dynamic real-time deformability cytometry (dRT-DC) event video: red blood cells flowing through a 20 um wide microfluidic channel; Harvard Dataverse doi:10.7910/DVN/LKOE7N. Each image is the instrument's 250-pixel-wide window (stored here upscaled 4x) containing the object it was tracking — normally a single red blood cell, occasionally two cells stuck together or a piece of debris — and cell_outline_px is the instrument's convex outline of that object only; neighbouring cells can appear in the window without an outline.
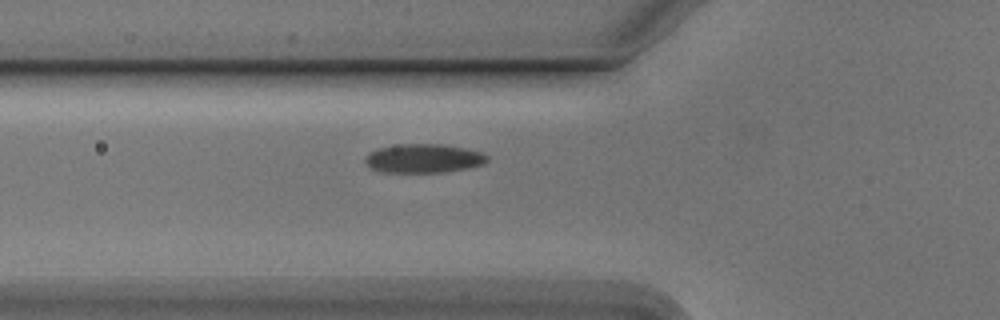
{"species": "Egyptian fruit bat (a non-hibernating species)", "species_latin": "Rousettus aegyptiacus", "temperature_condition": "cold", "stored_images_in_passage": 41, "camera_frame_rate_fps": 3000, "um_per_image_px": 0.085, "animal": {"sex": "male"}, "frame": {"image": 1, "passage_image": 8, "time_ms": 2.333, "image_size_px": [1000, 320], "cell_outline_px": [[488, 160], [484, 164], [444, 172], [380, 172], [372, 168], [364, 160], [364, 156], [368, 152], [376, 148], [400, 144], [440, 144], [464, 148], [480, 152], [488, 156]], "centroid_in_image_um": [35.95, 13.46], "position_along_channel_um": 89.8, "area_um2": 20.46}}
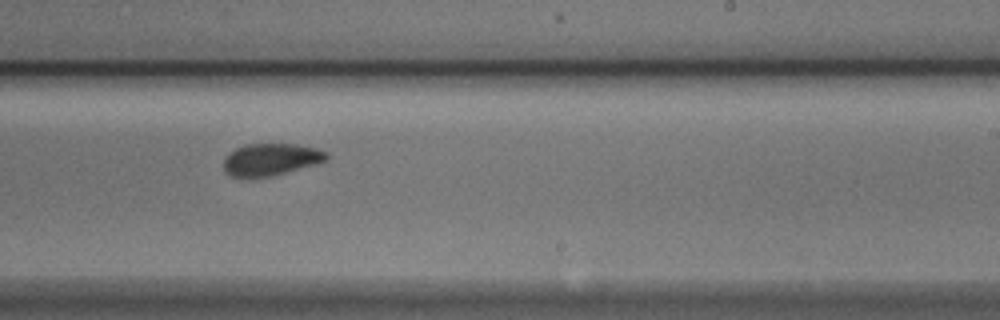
{"frame": {"image": 2, "passage_image": 22, "time_ms": 7.0, "image_size_px": [1000, 320], "cell_outline_px": [[328, 160], [284, 172], [268, 176], [228, 176], [224, 172], [224, 156], [228, 152], [244, 144], [296, 144], [316, 148], [328, 152]], "centroid_in_image_um": [22.98, 13.52], "position_along_channel_um": 266.0, "area_um2": 19.02}}
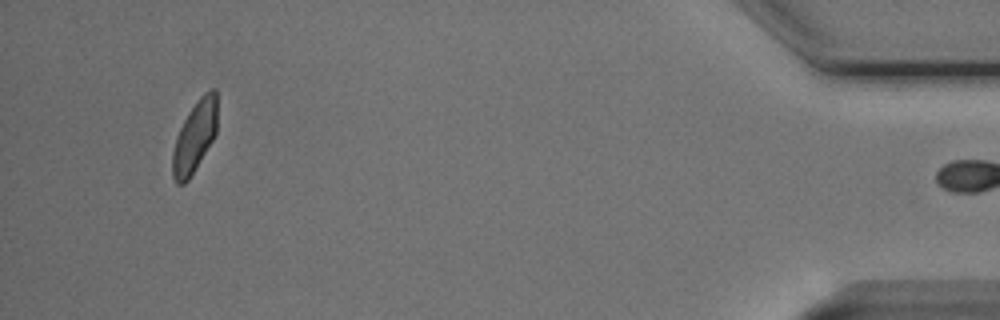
{"frame": {"image": 3, "passage_image": 40, "time_ms": 13.0, "image_size_px": [1000, 320], "cell_outline_px": [[216, 132], [212, 140], [188, 180], [184, 184], [176, 184], [172, 176], [172, 152], [176, 136], [188, 112], [200, 96], [204, 92], [212, 88], [216, 88]], "centroid_in_image_um": [16.52, 11.62], "position_along_channel_um": 418.7, "area_um2": 18.38}, "authors_computed_cell_mechanics": {"area_um2": 19.4208, "velocity_mm_per_s": 3.7766, "shape_relaxation_time_tau1_ms": 3.4483, "shape_relaxation_time_tau2_ms": 1.8896, "deformation_change_tau1": 0.1053, "deformation_change_tau2": 0.0527}}